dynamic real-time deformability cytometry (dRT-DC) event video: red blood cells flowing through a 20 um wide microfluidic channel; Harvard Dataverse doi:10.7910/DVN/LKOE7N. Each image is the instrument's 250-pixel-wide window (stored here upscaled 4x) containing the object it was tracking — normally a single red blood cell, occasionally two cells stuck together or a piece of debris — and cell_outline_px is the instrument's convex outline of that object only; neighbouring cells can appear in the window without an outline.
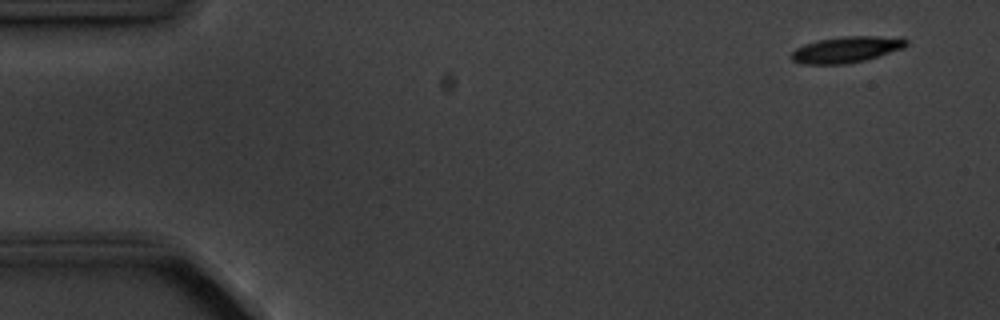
{"species": "common noctule bat (a hibernating species)", "species_latin": "Nyctalus noctula", "temperature_condition": "cold", "stored_images_in_passage": 10, "camera_frame_rate_fps": 3000, "um_per_image_px": 0.085, "animal": {"sex": "male", "body_mass_g": 20.1, "forearm_length_mm": 53.5}, "frame": {"image": 1, "passage_image": 1, "time_ms": 0.0, "image_size_px": [1000, 320], "cell_outline_px": [[908, 44], [904, 48], [864, 60], [848, 64], [800, 64], [792, 60], [788, 56], [796, 48], [804, 44], [820, 40], [844, 36], [904, 36], [908, 40]], "centroid_in_image_um": [71.97, 4.2], "position_along_channel_um": 13.0, "area_um2": 17.74}}
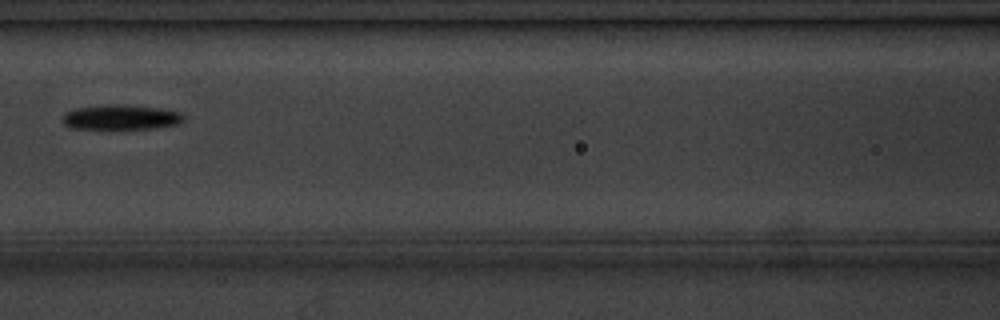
{"frame": {"image": 2, "passage_image": 7, "time_ms": 7.0, "image_size_px": [1000, 320], "cell_outline_px": [[184, 120], [180, 124], [156, 128], [112, 132], [104, 132], [68, 128], [60, 120], [64, 112], [72, 108], [104, 104], [128, 104], [160, 108], [180, 112], [184, 116]], "centroid_in_image_um": [10.17, 10.02], "position_along_channel_um": 156.4, "area_um2": 19.36}}
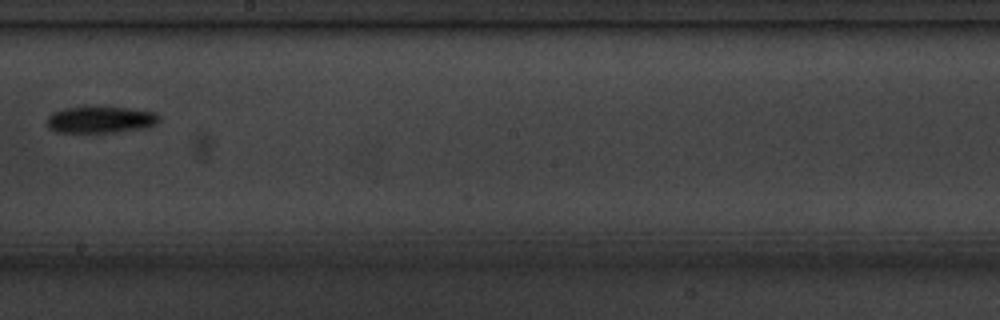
{"frame": {"image": 3, "passage_image": 9, "time_ms": 9.333, "image_size_px": [1000, 320], "cell_outline_px": [[160, 120], [156, 124], [148, 128], [116, 132], [56, 132], [48, 128], [44, 124], [44, 120], [52, 112], [64, 108], [84, 104], [88, 104], [128, 108], [156, 112], [160, 116]], "centroid_in_image_um": [8.49, 10.13], "position_along_channel_um": 239.7, "area_um2": 18.5}}